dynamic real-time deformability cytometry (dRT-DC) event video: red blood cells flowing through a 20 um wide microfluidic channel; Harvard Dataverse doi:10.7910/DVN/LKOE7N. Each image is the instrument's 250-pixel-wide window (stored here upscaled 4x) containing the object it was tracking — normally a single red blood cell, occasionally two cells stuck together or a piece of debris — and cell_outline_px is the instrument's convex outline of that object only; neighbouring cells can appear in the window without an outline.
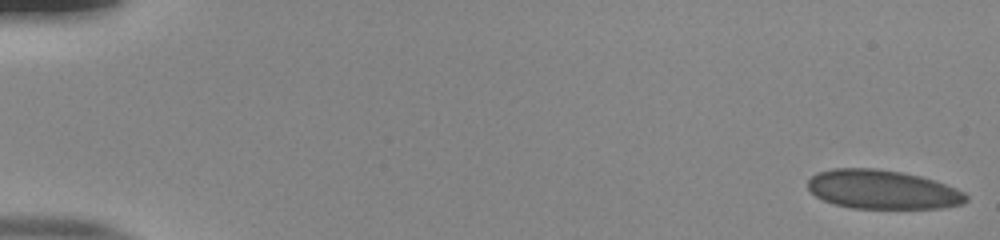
{"species": "human", "species_latin": "Homo sapiens", "temperature_condition": "room temperature", "stored_images_in_passage": 55, "camera_frame_rate_fps": 3000, "um_per_image_px": 0.085, "donor": {"sex": "male"}, "frame": {"image": 1, "passage_image": 1, "time_ms": 0.0, "image_size_px": [1000, 240], "cell_outline_px": [[968, 200], [960, 204], [940, 208], [852, 208], [836, 204], [824, 200], [816, 196], [808, 188], [808, 180], [812, 176], [820, 172], [832, 168], [876, 168], [900, 172], [920, 176], [956, 188], [964, 192], [968, 196]], "centroid_in_image_um": [75.01, 16.11], "position_along_channel_um": 10.0, "area_um2": 35.66}}
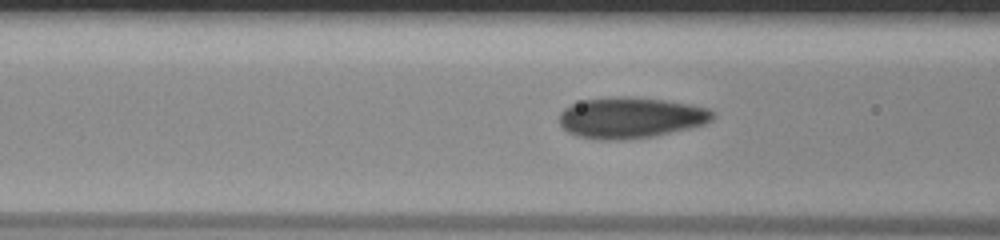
{"frame": {"image": 2, "passage_image": 23, "time_ms": 7.333, "image_size_px": [1000, 240], "cell_outline_px": [[716, 116], [712, 120], [704, 124], [688, 128], [652, 136], [608, 140], [576, 136], [568, 132], [560, 124], [560, 112], [564, 108], [572, 104], [584, 100], [608, 96], [632, 96], [664, 100], [688, 104], [708, 108], [716, 112]], "centroid_in_image_um": [53.61, 9.98], "position_along_channel_um": 113.0, "area_um2": 36.47}}
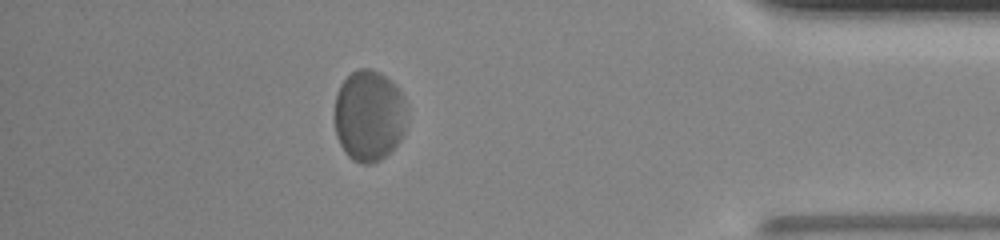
{"frame": {"image": 3, "passage_image": 49, "time_ms": 16.0, "image_size_px": [1000, 240], "cell_outline_px": [[408, 124], [404, 136], [380, 160], [372, 164], [360, 164], [352, 160], [344, 152], [336, 136], [336, 92], [340, 84], [352, 72], [360, 68], [368, 68], [380, 72], [392, 80], [400, 88], [404, 96], [408, 108]], "centroid_in_image_um": [31.43, 9.82], "position_along_channel_um": 403.8, "area_um2": 39.3}, "authors_computed_cell_mechanics": {"area_um2": 36.9342, "velocity_mm_per_s": 3.7371, "shape_relaxation_time_tau1_ms": 3.3298, "shape_relaxation_time_tau2_ms": null, "deformation_change_tau1": 0.0904, "deformation_change_tau2": null}}